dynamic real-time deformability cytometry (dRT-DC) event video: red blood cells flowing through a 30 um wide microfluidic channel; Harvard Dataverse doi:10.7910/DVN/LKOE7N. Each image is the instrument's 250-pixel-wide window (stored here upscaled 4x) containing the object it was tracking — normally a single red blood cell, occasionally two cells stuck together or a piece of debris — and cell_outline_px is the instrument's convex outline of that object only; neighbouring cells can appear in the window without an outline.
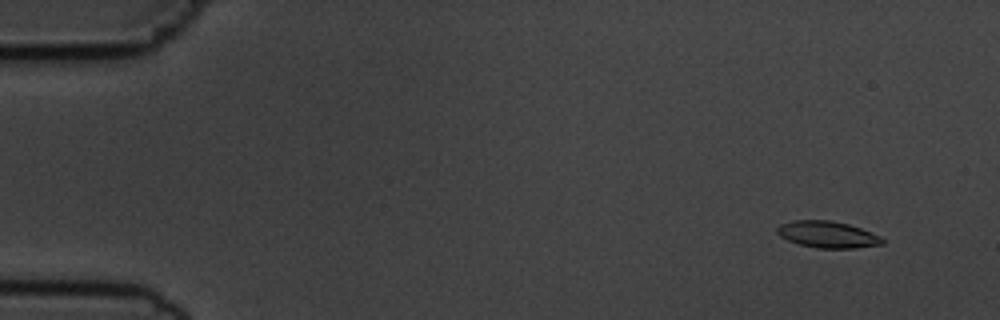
{"species": "common noctule bat (a hibernating species)", "species_latin": "Nyctalus noctula", "temperature_condition": "cold", "stored_images_in_passage": 55, "camera_frame_rate_fps": 3000, "um_per_image_px": 0.085, "animal": {"sex": "male", "body_mass_g": 19.5, "forearm_length_mm": 54.6}, "frame": {"image": 1, "passage_image": 4, "time_ms": 1.0, "image_size_px": [1000, 320], "cell_outline_px": [[884, 244], [856, 248], [816, 248], [800, 244], [788, 240], [780, 236], [776, 232], [776, 228], [780, 224], [792, 220], [832, 220], [848, 224], [860, 228], [880, 236], [884, 240]], "centroid_in_image_um": [70.33, 19.93], "position_along_channel_um": 14.7, "area_um2": 16.36}}
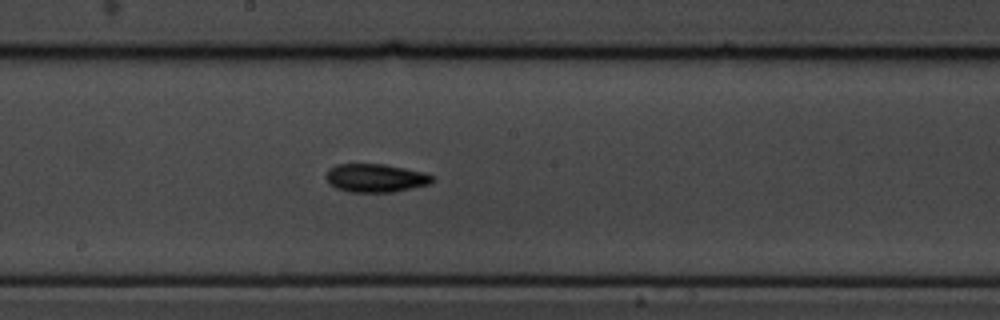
{"frame": {"image": 2, "passage_image": 30, "time_ms": 9.667, "image_size_px": [1000, 320], "cell_outline_px": [[432, 180], [428, 184], [392, 192], [348, 192], [336, 188], [328, 184], [324, 176], [328, 168], [336, 164], [384, 164], [424, 172], [432, 176]], "centroid_in_image_um": [31.83, 15.12], "position_along_channel_um": 216.4, "area_um2": 17.57}}
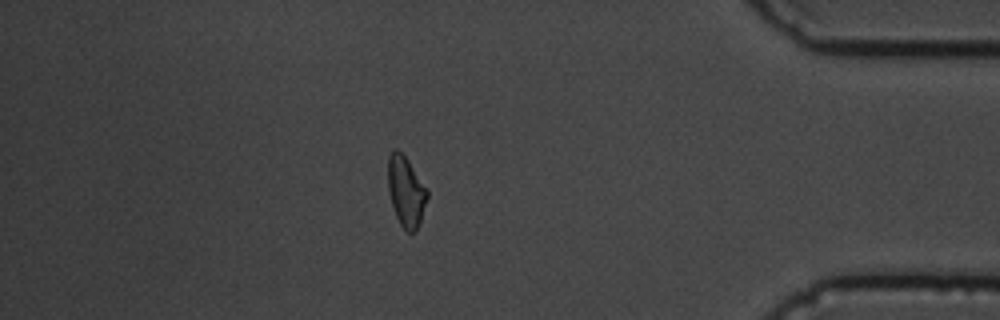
{"frame": {"image": 3, "passage_image": 48, "time_ms": 15.667, "image_size_px": [1000, 320], "cell_outline_px": [[428, 196], [416, 232], [408, 232], [400, 224], [396, 216], [392, 204], [388, 188], [388, 156], [392, 148], [396, 148], [404, 156], [428, 188]], "centroid_in_image_um": [34.5, 16.25], "position_along_channel_um": 400.7, "area_um2": 15.95}, "authors_computed_cell_mechanics": {"area_um2": 16.5886, "velocity_mm_per_s": 3.6551, "shape_relaxation_time_tau1_ms": 3.7749, "shape_relaxation_time_tau2_ms": 4.1238, "deformation_change_tau1": 0.1263, "deformation_change_tau2": 0.1002}}